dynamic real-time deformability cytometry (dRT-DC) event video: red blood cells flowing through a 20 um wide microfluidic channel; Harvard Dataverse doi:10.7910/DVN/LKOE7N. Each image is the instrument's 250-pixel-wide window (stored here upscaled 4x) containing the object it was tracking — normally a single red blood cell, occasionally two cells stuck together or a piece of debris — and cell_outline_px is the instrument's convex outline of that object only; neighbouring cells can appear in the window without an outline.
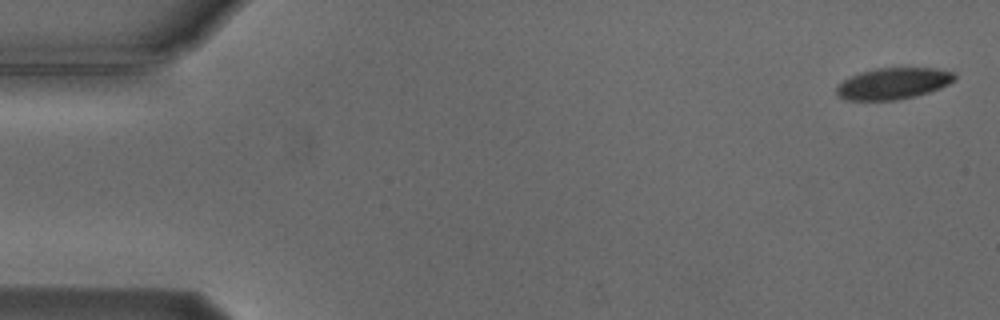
{"species": "Egyptian fruit bat (a non-hibernating species)", "species_latin": "Rousettus aegyptiacus", "temperature_condition": "cold", "stored_images_in_passage": 3, "camera_frame_rate_fps": 3000, "um_per_image_px": 0.085, "animal": {"sex": "male"}, "frame": {"image": 1, "passage_image": 1, "time_ms": 0.0, "image_size_px": [1000, 320], "cell_outline_px": [[956, 80], [940, 88], [916, 96], [896, 100], [844, 100], [836, 92], [836, 84], [860, 72], [876, 68], [936, 68], [956, 72]], "centroid_in_image_um": [75.94, 7.09], "position_along_channel_um": 9.1, "area_um2": 21.73}}